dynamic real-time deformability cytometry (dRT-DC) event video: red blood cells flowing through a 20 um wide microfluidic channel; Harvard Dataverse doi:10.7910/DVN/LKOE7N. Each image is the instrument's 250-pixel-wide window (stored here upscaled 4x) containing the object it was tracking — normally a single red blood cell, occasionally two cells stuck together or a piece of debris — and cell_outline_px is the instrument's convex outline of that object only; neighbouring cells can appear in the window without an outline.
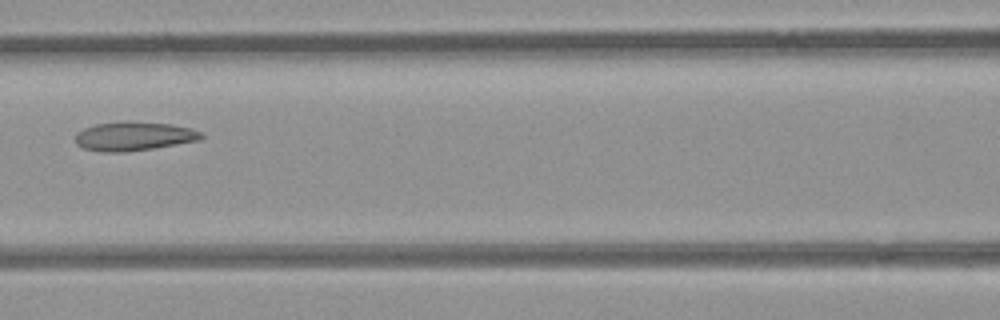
{"species": "common noctule bat (a hibernating species)", "species_latin": "Nyctalus noctula", "temperature_condition": "room temperature", "stored_images_in_passage": 7, "camera_frame_rate_fps": 3000, "um_per_image_px": 0.085, "animal": {"sex": "female", "body_mass_g": 21.9}, "frame": {"image": 1, "passage_image": 6, "time_ms": 6.667, "image_size_px": [1000, 320], "cell_outline_px": [[204, 136], [200, 140], [152, 148], [120, 152], [104, 152], [84, 148], [76, 144], [76, 132], [84, 128], [96, 124], [120, 120], [124, 120], [172, 124], [192, 128], [200, 132]], "centroid_in_image_um": [11.37, 11.55], "position_along_channel_um": 155.2, "area_um2": 21.33}}
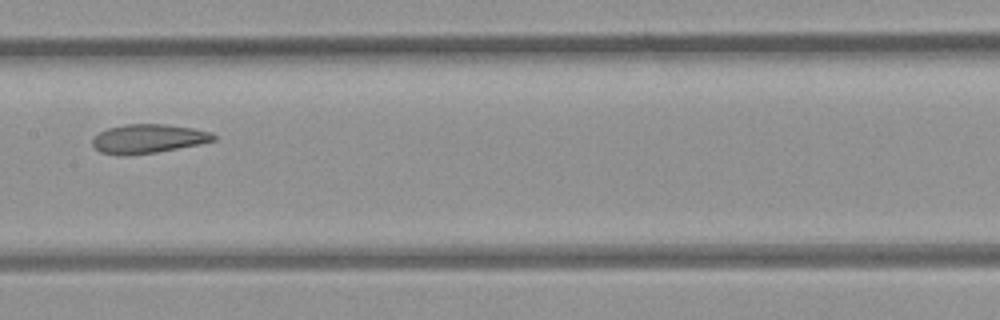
{"frame": {"image": 2, "passage_image": 7, "time_ms": 7.667, "image_size_px": [1000, 320], "cell_outline_px": [[216, 140], [200, 144], [156, 152], [124, 156], [100, 152], [92, 144], [92, 140], [100, 132], [108, 128], [124, 124], [164, 124], [192, 128], [212, 132], [216, 136]], "centroid_in_image_um": [12.61, 11.79], "position_along_channel_um": 194.8, "area_um2": 20.4}}